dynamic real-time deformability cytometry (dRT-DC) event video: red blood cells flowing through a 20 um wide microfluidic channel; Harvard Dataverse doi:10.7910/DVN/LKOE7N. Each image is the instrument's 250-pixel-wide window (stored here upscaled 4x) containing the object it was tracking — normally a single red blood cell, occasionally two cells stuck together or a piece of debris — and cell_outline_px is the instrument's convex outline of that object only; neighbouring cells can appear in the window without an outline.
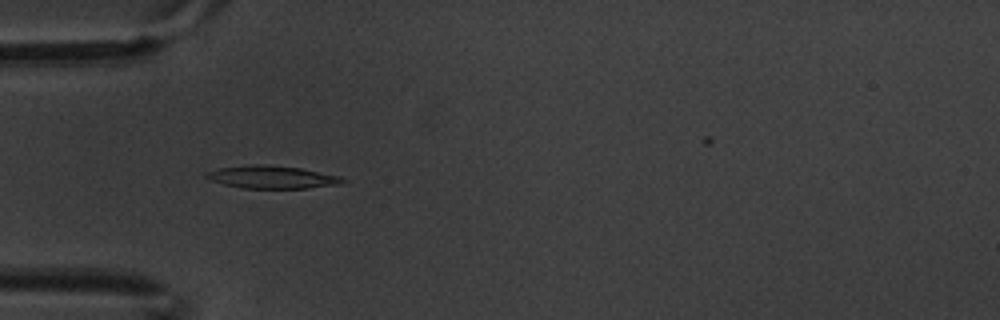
{"species": "common noctule bat (a hibernating species)", "species_latin": "Nyctalus noctula", "temperature_condition": "warm", "stored_images_in_passage": 7, "camera_frame_rate_fps": 3000, "um_per_image_px": 0.085, "animal": {"sex": "male", "body_mass_g": 20.1, "forearm_length_mm": 53.5}, "frame": {"image": 1, "passage_image": 5, "time_ms": 1.333, "image_size_px": [1000, 320], "cell_outline_px": [[348, 180], [340, 184], [308, 188], [244, 188], [224, 184], [212, 180], [204, 176], [204, 172], [220, 168], [252, 164], [264, 164], [300, 168], [340, 176]], "centroid_in_image_um": [23.13, 15.05], "position_along_channel_um": 61.9, "area_um2": 17.98}}
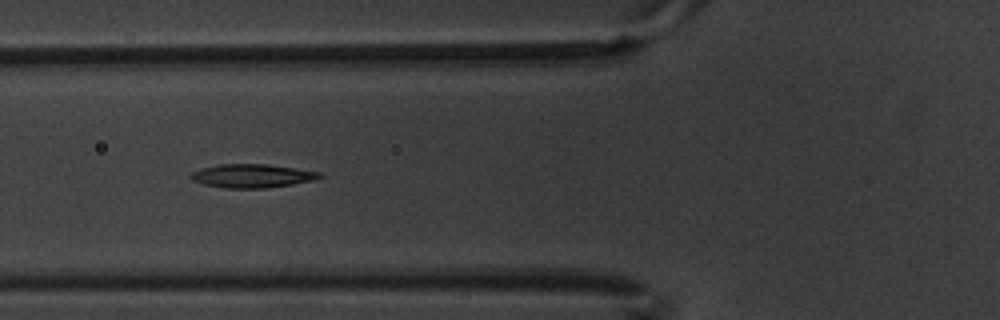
{"frame": {"image": 2, "passage_image": 6, "time_ms": 1.667, "image_size_px": [1000, 320], "cell_outline_px": [[324, 176], [312, 180], [292, 184], [268, 188], [224, 188], [204, 184], [192, 180], [188, 176], [192, 172], [204, 168], [220, 164], [268, 164], [320, 172]], "centroid_in_image_um": [21.42, 14.95], "position_along_channel_um": 104.4, "area_um2": 17.57}}
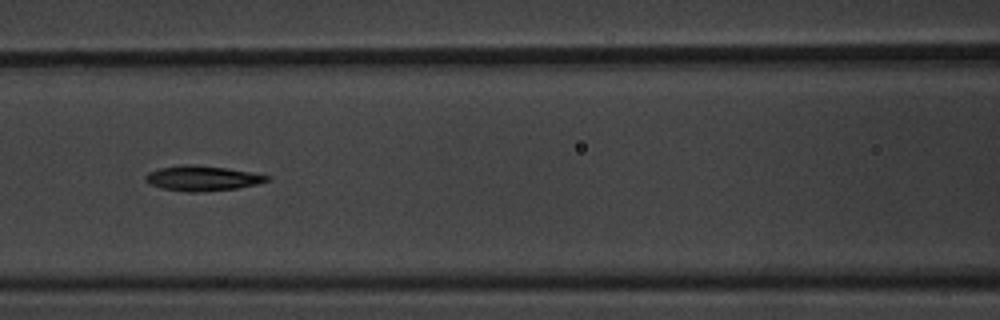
{"frame": {"image": 3, "passage_image": 7, "time_ms": 2.0, "image_size_px": [1000, 320], "cell_outline_px": [[272, 180], [256, 184], [236, 188], [196, 192], [188, 192], [160, 188], [144, 180], [144, 176], [148, 172], [160, 168], [180, 164], [184, 164], [228, 168], [252, 172], [272, 176]], "centroid_in_image_um": [17.21, 15.14], "position_along_channel_um": 149.4, "area_um2": 17.74}}